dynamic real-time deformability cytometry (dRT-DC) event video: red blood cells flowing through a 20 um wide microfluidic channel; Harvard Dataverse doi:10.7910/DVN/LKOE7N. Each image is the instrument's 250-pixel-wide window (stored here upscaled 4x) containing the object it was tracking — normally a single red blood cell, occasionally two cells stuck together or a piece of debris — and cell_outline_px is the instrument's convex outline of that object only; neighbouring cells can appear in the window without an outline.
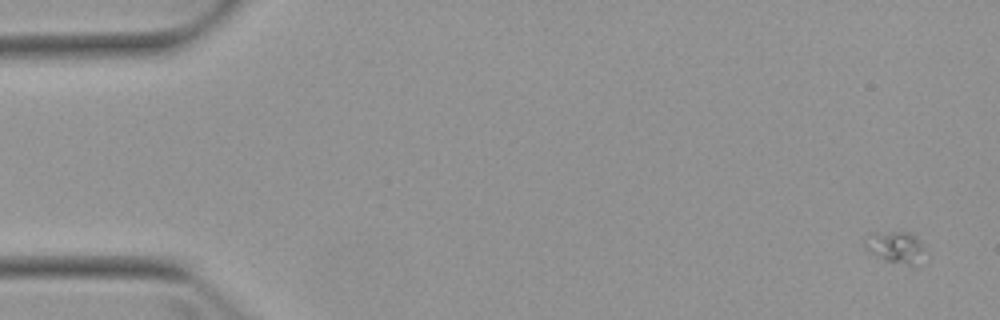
{"species": "Egyptian fruit bat (a non-hibernating species)", "species_latin": "Rousettus aegyptiacus", "temperature_condition": "warm", "stored_images_in_passage": 5, "camera_frame_rate_fps": 3000, "um_per_image_px": 0.085, "animal": {"sex": "female"}, "frame": {"image": 1, "passage_image": 1, "time_ms": 0.0, "image_size_px": [1000, 320], "cell_outline_px": [[924, 248], [912, 264], [888, 260], [868, 252], [864, 248], [864, 244], [868, 232], [912, 232], [920, 240]], "centroid_in_image_um": [76.01, 20.91], "position_along_channel_um": 9.0, "area_um2": 10.52}}